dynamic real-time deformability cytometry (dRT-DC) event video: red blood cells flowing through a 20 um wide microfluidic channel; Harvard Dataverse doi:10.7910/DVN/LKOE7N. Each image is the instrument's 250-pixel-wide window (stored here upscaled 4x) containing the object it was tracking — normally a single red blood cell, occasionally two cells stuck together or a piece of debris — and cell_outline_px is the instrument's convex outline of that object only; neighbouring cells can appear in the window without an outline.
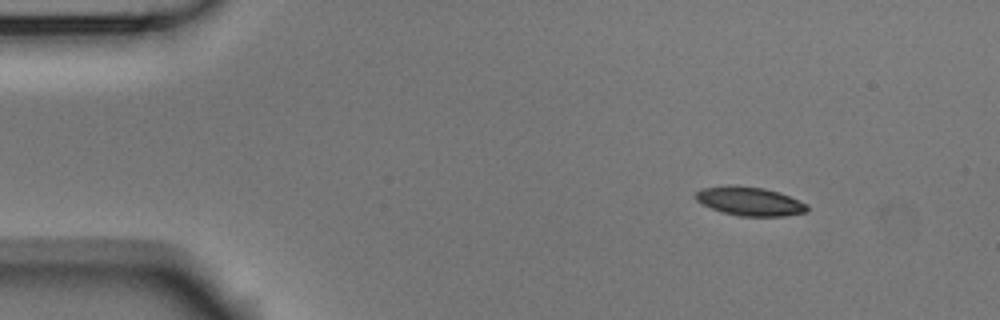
{"species": "Egyptian fruit bat (a non-hibernating species)", "species_latin": "Rousettus aegyptiacus", "temperature_condition": "room temperature", "stored_images_in_passage": 7, "camera_frame_rate_fps": 3000, "um_per_image_px": 0.085, "animal": {"sex": "male"}, "frame": {"image": 1, "passage_image": 1, "time_ms": 0.0, "image_size_px": [1000, 320], "cell_outline_px": [[808, 212], [784, 216], [740, 216], [724, 212], [712, 208], [696, 200], [692, 196], [700, 188], [728, 184], [736, 184], [764, 188], [780, 192], [808, 204]], "centroid_in_image_um": [63.72, 17.08], "position_along_channel_um": 21.3, "area_um2": 19.02}}
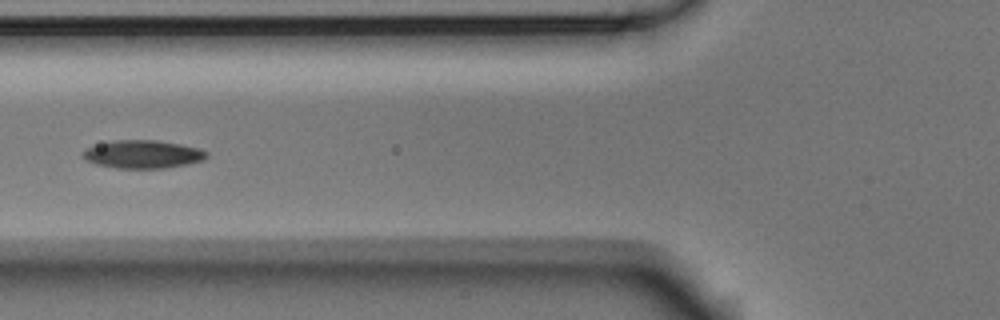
{"frame": {"image": 2, "passage_image": 5, "time_ms": 1.333, "image_size_px": [1000, 320], "cell_outline_px": [[208, 156], [204, 160], [188, 164], [164, 168], [116, 168], [96, 164], [84, 160], [80, 156], [80, 152], [88, 148], [112, 140], [160, 140], [200, 148], [208, 152]], "centroid_in_image_um": [12.14, 13.11], "position_along_channel_um": 113.7, "area_um2": 20.46}}
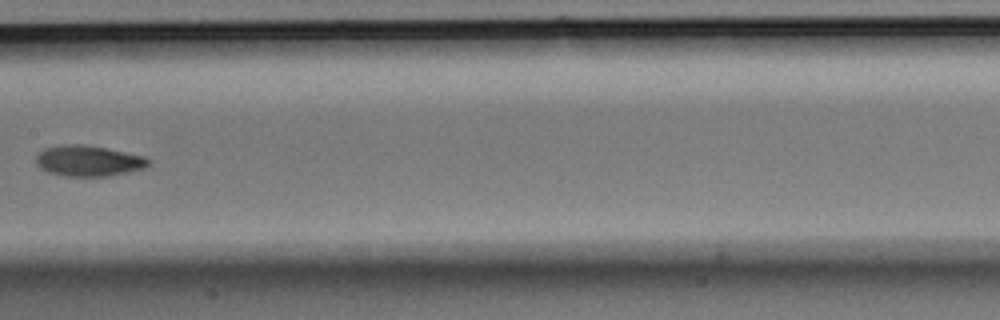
{"frame": {"image": 3, "passage_image": 7, "time_ms": 2.0, "image_size_px": [1000, 320], "cell_outline_px": [[152, 160], [144, 168], [128, 172], [108, 176], [64, 176], [48, 172], [40, 168], [36, 164], [36, 156], [44, 148], [60, 144], [80, 144], [108, 148], [144, 156]], "centroid_in_image_um": [7.51, 13.66], "position_along_channel_um": 199.9, "area_um2": 20.29}}